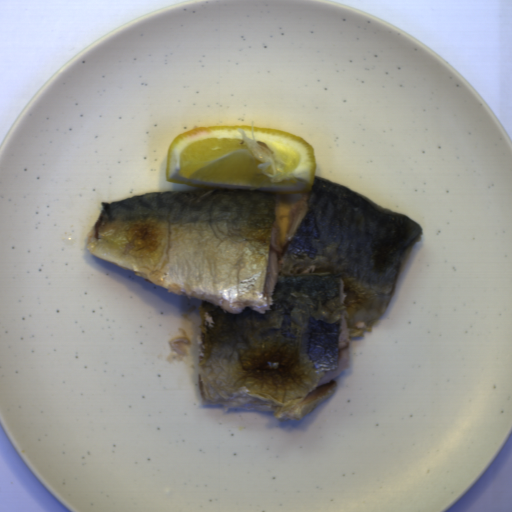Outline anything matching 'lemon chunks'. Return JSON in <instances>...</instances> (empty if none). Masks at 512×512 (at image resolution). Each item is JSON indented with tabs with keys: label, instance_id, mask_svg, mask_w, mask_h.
<instances>
[{
	"label": "lemon chunks",
	"instance_id": "lemon-chunks-1",
	"mask_svg": "<svg viewBox=\"0 0 512 512\" xmlns=\"http://www.w3.org/2000/svg\"><path fill=\"white\" fill-rule=\"evenodd\" d=\"M316 169L313 145L291 131L206 126L170 140L165 180L202 189L303 195L313 191Z\"/></svg>",
	"mask_w": 512,
	"mask_h": 512
}]
</instances>
